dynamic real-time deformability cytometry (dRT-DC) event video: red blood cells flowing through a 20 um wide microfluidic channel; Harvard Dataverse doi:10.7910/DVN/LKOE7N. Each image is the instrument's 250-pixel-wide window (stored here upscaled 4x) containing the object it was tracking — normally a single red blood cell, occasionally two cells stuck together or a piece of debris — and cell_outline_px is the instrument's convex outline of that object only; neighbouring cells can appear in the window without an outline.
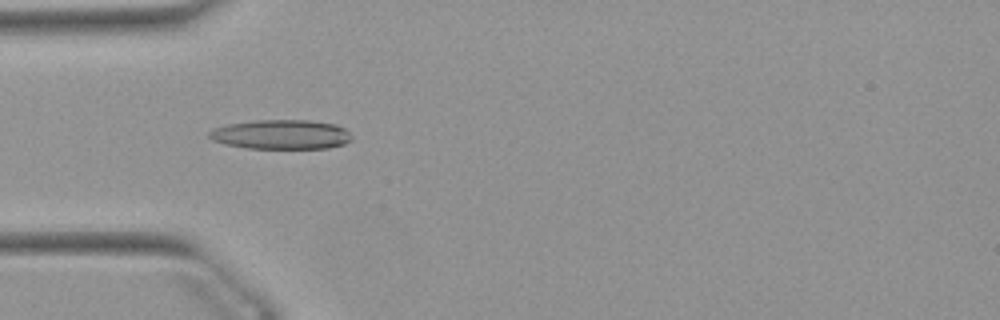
{"species": "Egyptian fruit bat (a non-hibernating species)", "species_latin": "Rousettus aegyptiacus", "temperature_condition": "warm", "stored_images_in_passage": 52, "camera_frame_rate_fps": 3000, "um_per_image_px": 0.085, "animal": {"sex": "female"}, "frame": {"image": 1, "passage_image": 16, "time_ms": 5.0, "image_size_px": [1000, 320], "cell_outline_px": [[352, 140], [344, 144], [328, 148], [248, 148], [224, 144], [212, 140], [208, 136], [208, 132], [212, 128], [228, 124], [256, 120], [308, 120], [336, 124], [344, 128], [352, 136]], "centroid_in_image_um": [23.89, 11.43], "position_along_channel_um": 61.1, "area_um2": 24.57}}
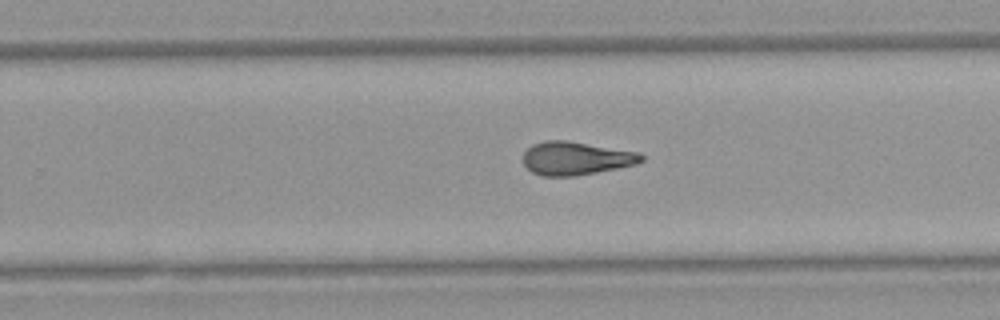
{"frame": {"image": 2, "passage_image": 33, "time_ms": 10.667, "image_size_px": [1000, 320], "cell_outline_px": [[644, 160], [636, 164], [596, 172], [572, 176], [544, 176], [532, 172], [524, 164], [524, 152], [532, 144], [544, 140], [568, 140], [640, 152], [644, 156]], "centroid_in_image_um": [48.96, 13.44], "position_along_channel_um": 280.8, "area_um2": 22.95}}
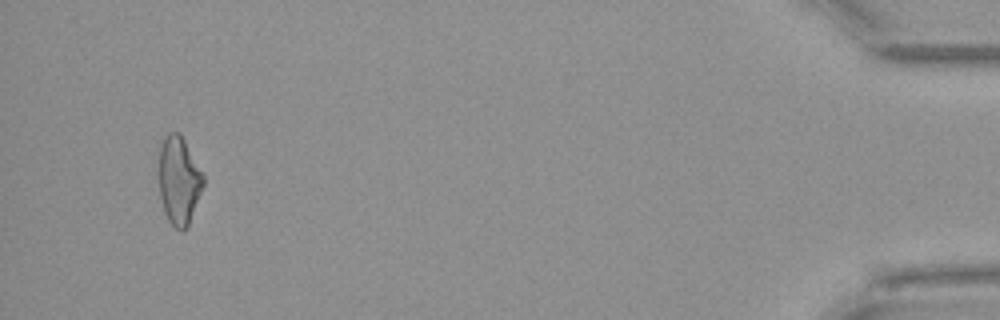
{"frame": {"image": 3, "passage_image": 50, "time_ms": 16.333, "image_size_px": [1000, 320], "cell_outline_px": [[204, 184], [188, 228], [180, 232], [168, 220], [164, 212], [160, 200], [160, 144], [164, 136], [168, 132], [180, 132], [204, 176]], "centroid_in_image_um": [15.21, 15.36], "position_along_channel_um": 420.0, "area_um2": 22.83}, "authors_computed_cell_mechanics": {"area_um2": 22.9466, "velocity_mm_per_s": 3.9162, "shape_relaxation_time_tau1_ms": null, "shape_relaxation_time_tau2_ms": 4.0955, "deformation_change_tau1": null, "deformation_change_tau2": 0.1584}}